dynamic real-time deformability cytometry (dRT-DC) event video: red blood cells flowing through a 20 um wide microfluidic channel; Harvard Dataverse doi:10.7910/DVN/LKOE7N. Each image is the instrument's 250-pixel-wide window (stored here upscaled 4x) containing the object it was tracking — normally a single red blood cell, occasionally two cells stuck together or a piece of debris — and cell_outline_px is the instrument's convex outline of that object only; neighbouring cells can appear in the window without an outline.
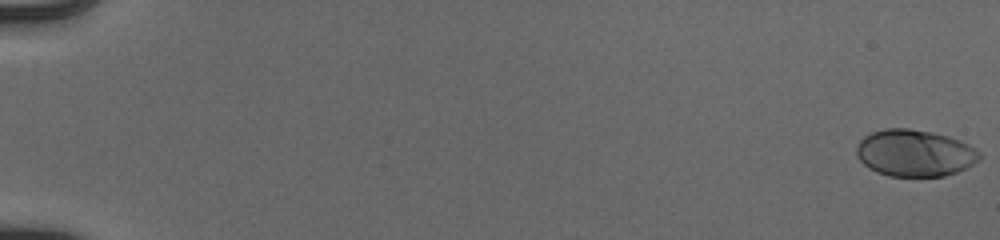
{"species": "human", "species_latin": "Homo sapiens", "temperature_condition": "cold", "stored_images_in_passage": 55, "camera_frame_rate_fps": 3000, "um_per_image_px": 0.085, "donor": {"sex": "male"}, "frame": {"image": 1, "passage_image": 1, "time_ms": 0.0, "image_size_px": [1000, 240], "cell_outline_px": [[980, 160], [956, 172], [944, 176], [888, 176], [876, 172], [868, 168], [860, 160], [856, 152], [856, 148], [860, 140], [864, 136], [872, 132], [884, 128], [908, 128], [932, 132], [948, 136], [960, 140], [968, 144], [980, 152]], "centroid_in_image_um": [77.73, 13.0], "position_along_channel_um": 7.3, "area_um2": 33.58}}
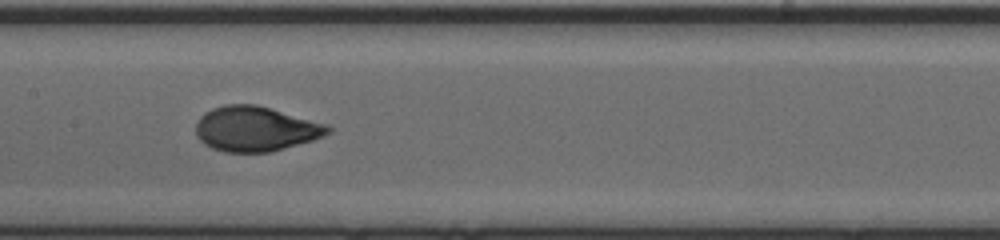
{"frame": {"image": 2, "passage_image": 30, "time_ms": 9.667, "image_size_px": [1000, 240], "cell_outline_px": [[332, 132], [324, 136], [312, 140], [268, 152], [224, 152], [212, 148], [204, 144], [196, 136], [196, 124], [200, 116], [204, 112], [212, 108], [224, 104], [256, 104], [328, 124], [332, 128]], "centroid_in_image_um": [21.71, 10.94], "position_along_channel_um": 185.7, "area_um2": 34.68}}
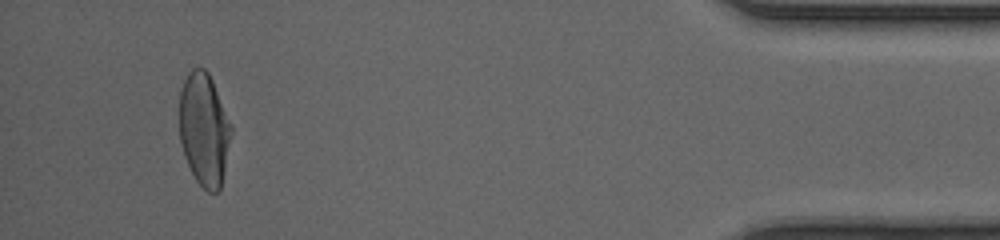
{"frame": {"image": 3, "passage_image": 52, "time_ms": 17.0, "image_size_px": [1000, 240], "cell_outline_px": [[232, 132], [220, 188], [216, 192], [208, 192], [196, 180], [184, 156], [180, 140], [180, 92], [184, 80], [188, 72], [192, 68], [204, 68], [208, 72], [212, 80], [232, 124]], "centroid_in_image_um": [17.35, 10.97], "position_along_channel_um": 417.9, "area_um2": 33.87}, "authors_computed_cell_mechanics": {"area_um2": 33.8708, "velocity_mm_per_s": 3.9649, "shape_relaxation_time_tau1_ms": 3.8294, "shape_relaxation_time_tau2_ms": null, "deformation_change_tau1": 0.1981, "deformation_change_tau2": null}}